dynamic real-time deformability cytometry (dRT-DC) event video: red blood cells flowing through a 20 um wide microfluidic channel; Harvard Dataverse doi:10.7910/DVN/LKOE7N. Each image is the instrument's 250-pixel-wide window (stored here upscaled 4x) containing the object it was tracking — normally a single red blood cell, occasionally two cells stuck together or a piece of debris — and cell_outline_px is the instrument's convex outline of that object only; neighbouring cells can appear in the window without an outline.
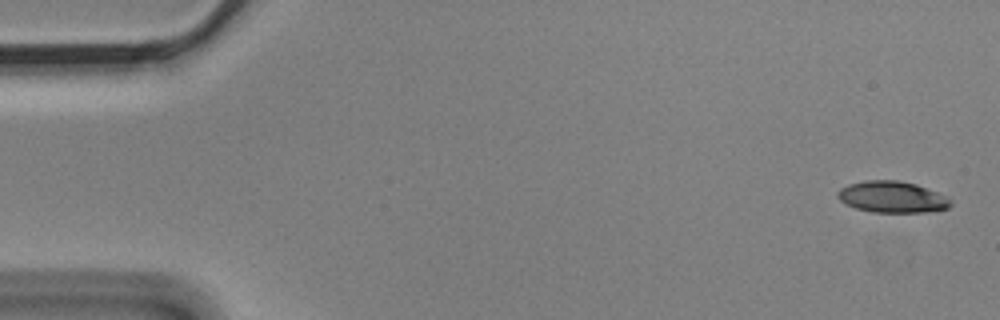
{"species": "Egyptian fruit bat (a non-hibernating species)", "species_latin": "Rousettus aegyptiacus", "temperature_condition": "cold", "stored_images_in_passage": 5, "camera_frame_rate_fps": 3000, "um_per_image_px": 0.085, "animal": {"sex": "male"}, "frame": {"image": 1, "passage_image": 1, "time_ms": 0.0, "image_size_px": [1000, 320], "cell_outline_px": [[952, 204], [948, 208], [924, 212], [872, 212], [856, 208], [840, 200], [836, 196], [836, 192], [840, 188], [848, 184], [864, 180], [896, 180], [916, 184], [948, 196], [952, 200]], "centroid_in_image_um": [75.84, 16.73], "position_along_channel_um": 9.2, "area_um2": 20.75}}
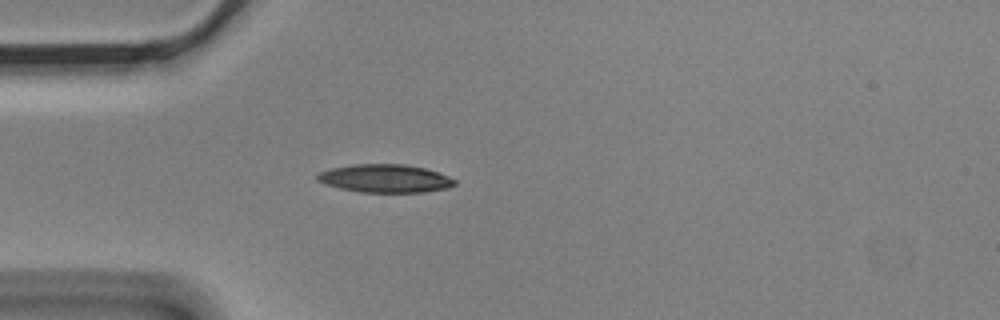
{"frame": {"image": 2, "passage_image": 5, "time_ms": 1.333, "image_size_px": [1000, 320], "cell_outline_px": [[456, 184], [448, 188], [424, 192], [360, 192], [340, 188], [324, 184], [316, 180], [316, 176], [320, 172], [332, 168], [352, 164], [404, 164], [424, 168], [448, 176], [456, 180]], "centroid_in_image_um": [32.72, 15.17], "position_along_channel_um": 52.3, "area_um2": 22.48}}